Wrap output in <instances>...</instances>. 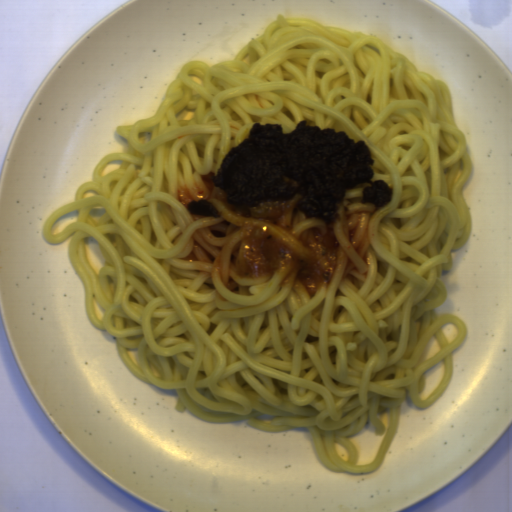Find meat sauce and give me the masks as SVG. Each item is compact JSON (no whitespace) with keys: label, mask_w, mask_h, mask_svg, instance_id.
<instances>
[{"label":"meat sauce","mask_w":512,"mask_h":512,"mask_svg":"<svg viewBox=\"0 0 512 512\" xmlns=\"http://www.w3.org/2000/svg\"><path fill=\"white\" fill-rule=\"evenodd\" d=\"M365 140L345 130L296 123L284 133L278 122L252 124L248 138L232 146L214 171L178 186L175 196L195 220L189 260L202 275H216L231 289L243 276L277 272L304 293L352 269L369 271L368 211L338 214L346 192L359 184L360 203L376 210L392 200L393 187L375 175Z\"/></svg>","instance_id":"obj_1"}]
</instances>
